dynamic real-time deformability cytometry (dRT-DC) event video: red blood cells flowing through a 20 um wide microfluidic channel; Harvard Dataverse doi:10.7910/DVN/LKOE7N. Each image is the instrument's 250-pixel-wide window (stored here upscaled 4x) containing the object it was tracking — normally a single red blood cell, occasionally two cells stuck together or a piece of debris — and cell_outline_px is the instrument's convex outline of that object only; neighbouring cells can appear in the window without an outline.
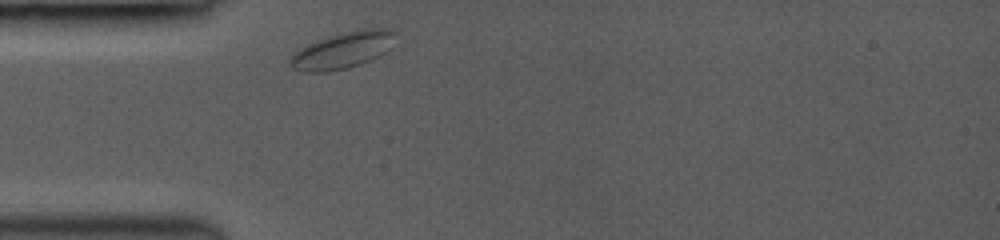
{"species": "common noctule bat (a hibernating species)", "species_latin": "Nyctalus noctula", "temperature_condition": "room temperature", "stored_images_in_passage": 4, "camera_frame_rate_fps": 3000, "um_per_image_px": 0.085, "animal": {"sex": "female", "body_mass_g": 19.0, "forearm_length_mm": 53.3}, "frame": {"image": 1, "passage_image": 1, "time_ms": 0.0, "image_size_px": [1000, 240], "cell_outline_px": [[396, 32], [384, 52], [380, 56], [360, 64], [348, 68], [328, 72], [300, 72], [292, 68], [288, 64], [288, 60], [300, 48], [316, 40], [328, 36], [364, 28], [392, 28]], "centroid_in_image_um": [29.07, 4.28], "position_along_channel_um": 55.9, "area_um2": 22.31}}
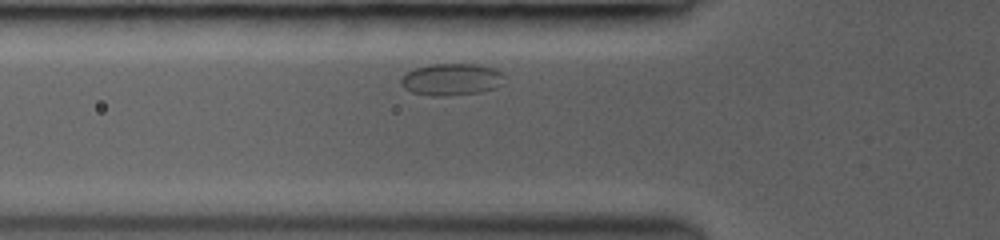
{"frame": {"image": 2, "passage_image": 3, "time_ms": 1.0, "image_size_px": [1000, 240], "cell_outline_px": [[504, 76], [500, 84], [496, 88], [480, 92], [448, 96], [432, 96], [412, 92], [404, 88], [400, 84], [400, 80], [408, 72], [416, 68], [432, 64], [476, 64], [492, 68], [504, 72]], "centroid_in_image_um": [38.38, 6.76], "position_along_channel_um": 87.4, "area_um2": 19.19}}